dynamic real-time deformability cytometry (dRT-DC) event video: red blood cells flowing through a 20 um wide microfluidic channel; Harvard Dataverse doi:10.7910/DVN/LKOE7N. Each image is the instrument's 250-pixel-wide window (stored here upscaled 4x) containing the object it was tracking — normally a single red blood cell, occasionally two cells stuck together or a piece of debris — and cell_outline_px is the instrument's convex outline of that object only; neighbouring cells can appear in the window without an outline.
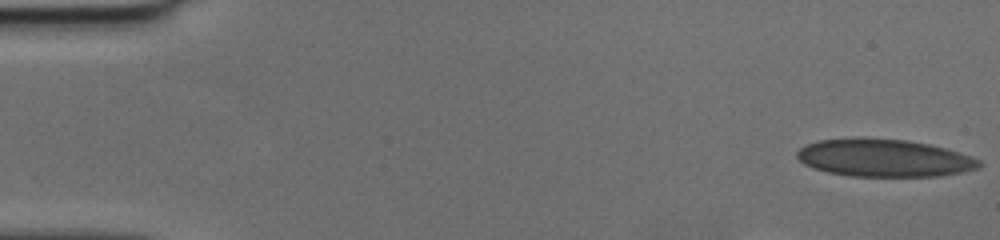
{"species": "human", "species_latin": "Homo sapiens", "temperature_condition": "cold", "stored_images_in_passage": 37, "camera_frame_rate_fps": 3000, "um_per_image_px": 0.085, "donor": {"sex": "female"}, "frame": {"image": 1, "passage_image": 1, "time_ms": 0.0, "image_size_px": [1000, 240], "cell_outline_px": [[980, 164], [976, 168], [960, 172], [936, 176], [852, 176], [828, 172], [804, 164], [796, 156], [796, 152], [804, 144], [820, 140], [908, 140], [928, 144], [944, 148], [972, 156], [980, 160]], "centroid_in_image_um": [75.15, 13.45], "position_along_channel_um": 9.9, "area_um2": 38.73}}
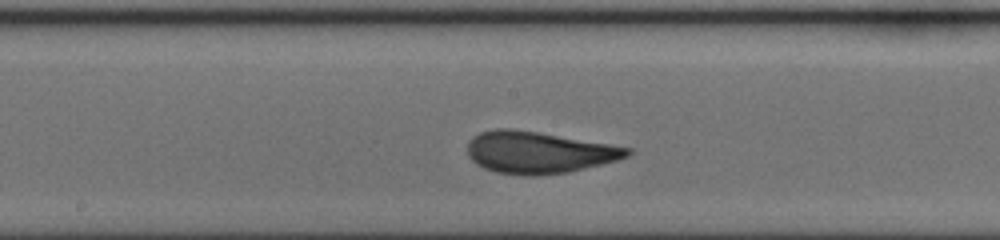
{"frame": {"image": 2, "passage_image": 23, "time_ms": 7.333, "image_size_px": [1000, 240], "cell_outline_px": [[632, 152], [628, 156], [616, 160], [568, 172], [536, 176], [524, 176], [496, 172], [484, 168], [476, 164], [468, 156], [468, 144], [480, 132], [496, 128], [508, 128], [536, 132], [632, 148]], "centroid_in_image_um": [45.76, 12.97], "position_along_channel_um": 202.4, "area_um2": 38.49}}
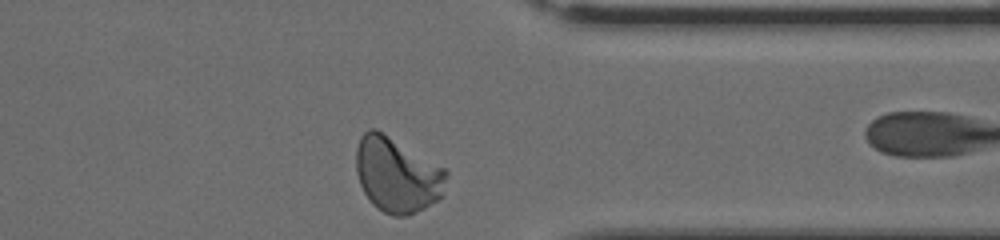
{"frame": {"image": 3, "passage_image": 36, "time_ms": 11.667, "image_size_px": [1000, 240], "cell_outline_px": [[448, 176], [444, 196], [424, 208], [408, 216], [392, 216], [376, 208], [372, 204], [364, 192], [360, 184], [356, 172], [356, 148], [360, 136], [368, 128], [376, 128], [444, 168], [448, 172]], "centroid_in_image_um": [33.75, 14.87], "position_along_channel_um": 377.6, "area_um2": 39.77}}